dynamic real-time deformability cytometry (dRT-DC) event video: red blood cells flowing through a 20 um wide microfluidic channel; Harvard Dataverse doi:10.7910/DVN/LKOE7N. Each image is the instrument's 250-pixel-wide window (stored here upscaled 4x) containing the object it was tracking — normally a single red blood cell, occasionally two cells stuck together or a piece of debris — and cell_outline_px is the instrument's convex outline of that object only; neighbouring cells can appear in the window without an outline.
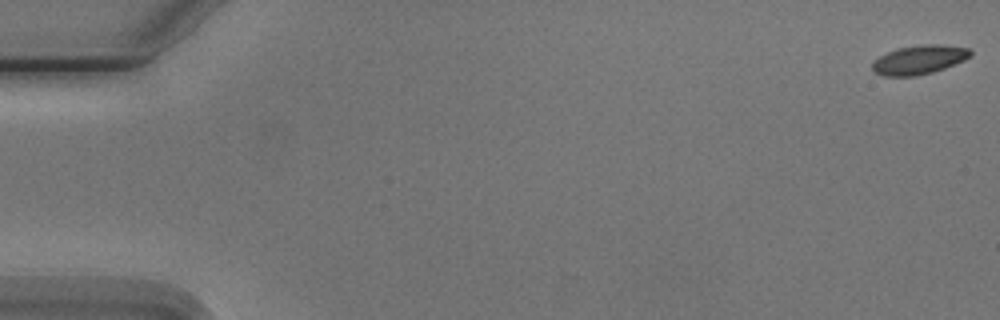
{"species": "Egyptian fruit bat (a non-hibernating species)", "species_latin": "Rousettus aegyptiacus", "temperature_condition": "cold", "stored_images_in_passage": 6, "camera_frame_rate_fps": 3000, "um_per_image_px": 0.085, "animal": {"sex": "male"}, "frame": {"image": 1, "passage_image": 1, "time_ms": 0.0, "image_size_px": [1000, 320], "cell_outline_px": [[972, 56], [964, 60], [944, 68], [932, 72], [916, 76], [884, 76], [872, 72], [872, 60], [896, 48], [924, 44], [936, 44], [968, 48], [972, 52]], "centroid_in_image_um": [78.09, 5.08], "position_along_channel_um": 6.9, "area_um2": 16.65}}
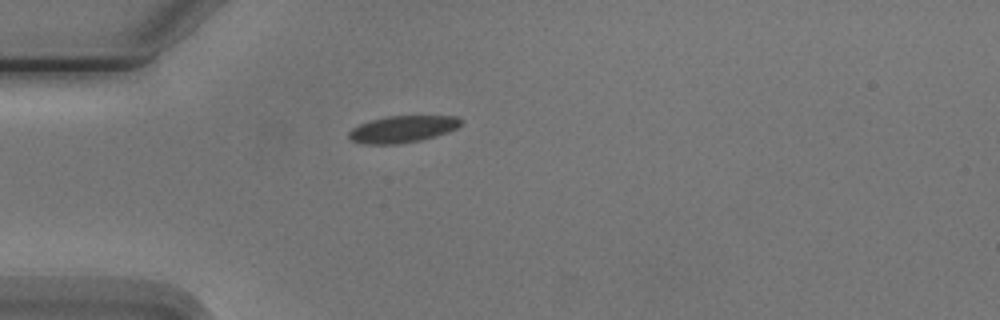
{"frame": {"image": 2, "passage_image": 5, "time_ms": 5.0, "image_size_px": [1000, 320], "cell_outline_px": [[464, 120], [456, 128], [448, 132], [436, 136], [420, 140], [396, 144], [364, 144], [352, 140], [348, 136], [348, 132], [352, 128], [360, 124], [372, 120], [388, 116], [456, 116]], "centroid_in_image_um": [34.23, 10.97], "position_along_channel_um": 50.8, "area_um2": 17.4}}